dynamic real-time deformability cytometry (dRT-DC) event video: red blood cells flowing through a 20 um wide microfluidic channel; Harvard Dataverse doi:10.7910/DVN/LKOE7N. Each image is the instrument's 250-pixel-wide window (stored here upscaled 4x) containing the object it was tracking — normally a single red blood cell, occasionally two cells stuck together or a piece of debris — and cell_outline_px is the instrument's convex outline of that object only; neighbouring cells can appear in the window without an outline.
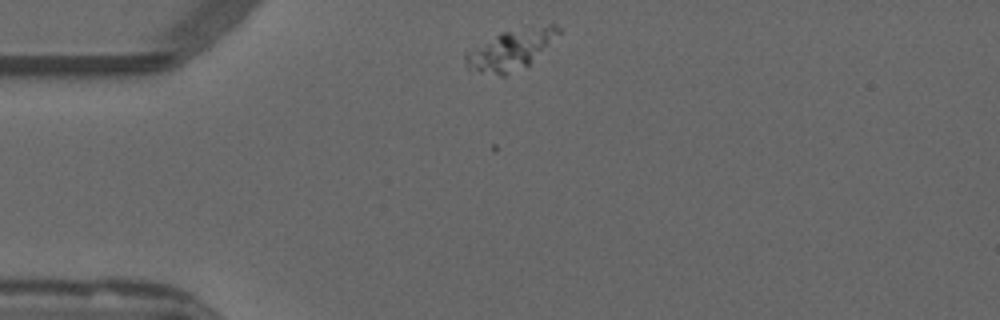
{"species": "common noctule bat (a hibernating species)", "species_latin": "Nyctalus noctula", "temperature_condition": "warm", "stored_images_in_passage": 7, "camera_frame_rate_fps": 3000, "um_per_image_px": 0.085, "animal": {"sex": "male", "forearm_length_mm": 52.5}, "frame": {"image": 1, "passage_image": 2, "time_ms": 0.333, "image_size_px": [1000, 320], "cell_outline_px": [[560, 32], [528, 64], [504, 76], [500, 76], [480, 72], [468, 68], [464, 60], [464, 52], [500, 32], [548, 24], [556, 24], [560, 28]], "centroid_in_image_um": [43.34, 4.22], "position_along_channel_um": 41.7, "area_um2": 21.27}}